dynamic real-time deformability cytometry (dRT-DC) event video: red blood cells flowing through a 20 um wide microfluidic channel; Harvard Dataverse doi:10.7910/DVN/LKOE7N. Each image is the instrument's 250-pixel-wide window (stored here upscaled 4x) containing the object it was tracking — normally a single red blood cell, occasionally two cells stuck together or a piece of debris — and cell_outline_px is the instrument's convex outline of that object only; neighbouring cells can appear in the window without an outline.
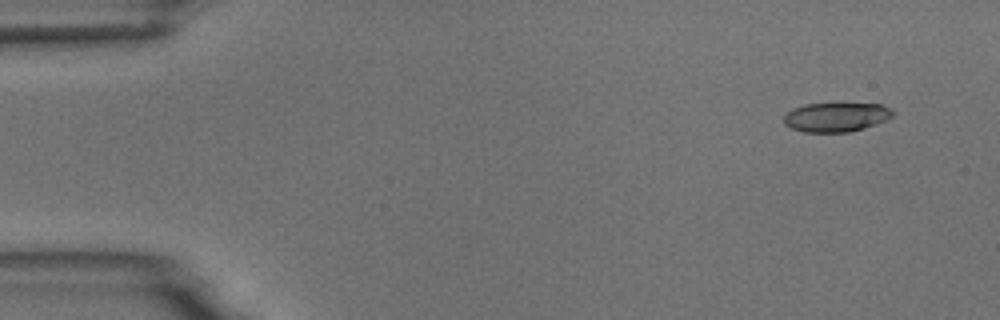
{"species": "common noctule bat (a hibernating species)", "species_latin": "Nyctalus noctula", "temperature_condition": "room temperature", "stored_images_in_passage": 9, "camera_frame_rate_fps": 3000, "um_per_image_px": 0.085, "animal": {"sex": "male", "body_mass_g": 18.8}, "frame": {"image": 1, "passage_image": 1, "time_ms": 0.0, "image_size_px": [1000, 320], "cell_outline_px": [[892, 116], [884, 120], [864, 128], [848, 132], [804, 132], [792, 128], [784, 124], [784, 116], [792, 108], [804, 104], [880, 104], [888, 108], [892, 112]], "centroid_in_image_um": [71.01, 9.96], "position_along_channel_um": 14.0, "area_um2": 18.21}}
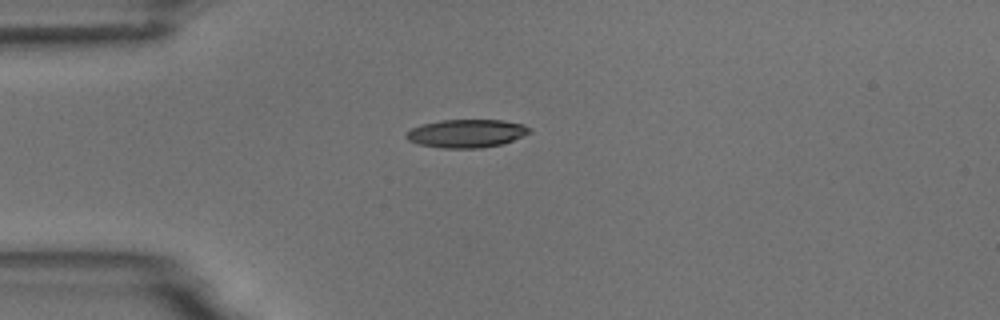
{"frame": {"image": 2, "passage_image": 3, "time_ms": 3.333, "image_size_px": [1000, 320], "cell_outline_px": [[532, 132], [504, 144], [480, 148], [444, 148], [420, 144], [408, 140], [404, 136], [412, 128], [424, 124], [440, 120], [504, 120], [524, 124], [532, 128]], "centroid_in_image_um": [39.72, 11.34], "position_along_channel_um": 45.3, "area_um2": 20.29}}
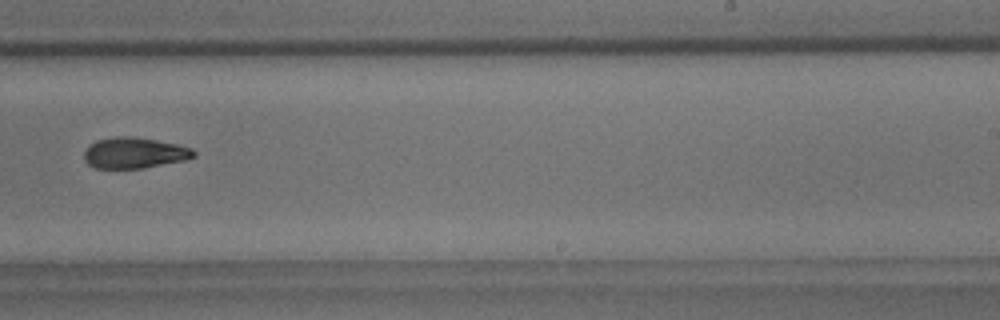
{"frame": {"image": 3, "passage_image": 9, "time_ms": 10.0, "image_size_px": [1000, 320], "cell_outline_px": [[196, 156], [184, 160], [144, 168], [96, 168], [88, 164], [84, 160], [84, 152], [88, 144], [96, 140], [116, 136], [132, 136], [156, 140], [176, 144], [192, 148], [196, 152]], "centroid_in_image_um": [11.4, 12.99], "position_along_channel_um": 277.6, "area_um2": 19.83}}